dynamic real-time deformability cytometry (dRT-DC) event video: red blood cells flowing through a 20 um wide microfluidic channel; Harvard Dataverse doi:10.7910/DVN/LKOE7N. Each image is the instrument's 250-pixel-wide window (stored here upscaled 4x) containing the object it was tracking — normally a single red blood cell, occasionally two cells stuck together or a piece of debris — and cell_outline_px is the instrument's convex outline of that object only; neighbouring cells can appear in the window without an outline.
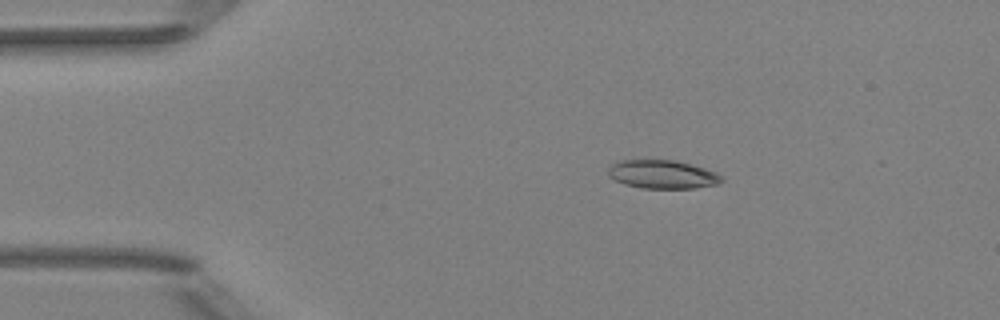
{"species": "Egyptian fruit bat (a non-hibernating species)", "species_latin": "Rousettus aegyptiacus", "temperature_condition": "room temperature", "stored_images_in_passage": 5, "camera_frame_rate_fps": 3000, "um_per_image_px": 0.085, "animal": {"sex": "female"}, "frame": {"image": 1, "passage_image": 1, "time_ms": 0.0, "image_size_px": [1000, 320], "cell_outline_px": [[724, 180], [716, 184], [696, 188], [640, 188], [624, 184], [608, 176], [608, 168], [616, 160], [676, 160], [704, 168], [716, 172]], "centroid_in_image_um": [56.27, 14.82], "position_along_channel_um": 28.7, "area_um2": 18.84}}
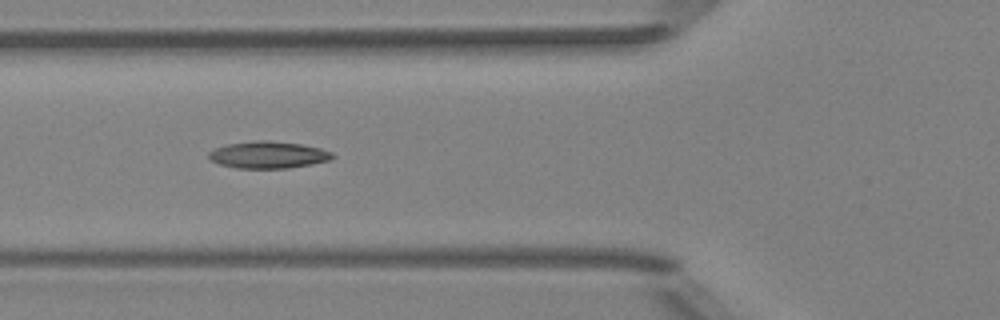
{"frame": {"image": 2, "passage_image": 4, "time_ms": 3.333, "image_size_px": [1000, 320], "cell_outline_px": [[336, 156], [328, 160], [312, 164], [288, 168], [236, 168], [220, 164], [212, 160], [208, 156], [208, 152], [216, 148], [228, 144], [260, 140], [264, 140], [300, 144], [320, 148], [332, 152]], "centroid_in_image_um": [22.81, 13.16], "position_along_channel_um": 103.0, "area_um2": 19.19}}
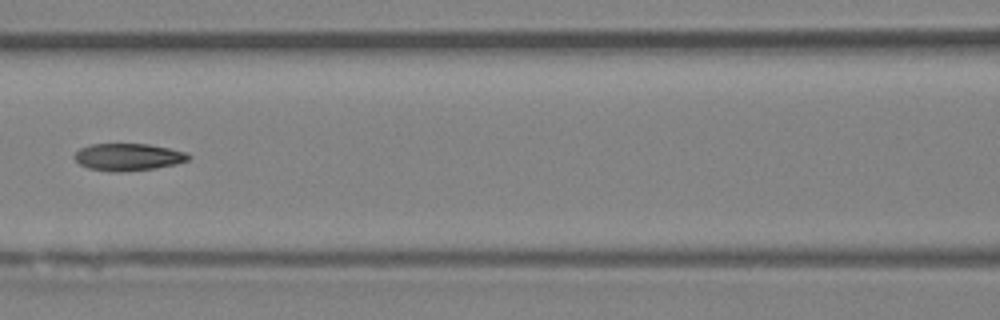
{"frame": {"image": 3, "passage_image": 5, "time_ms": 4.667, "image_size_px": [1000, 320], "cell_outline_px": [[192, 156], [188, 160], [176, 164], [152, 168], [120, 172], [112, 172], [88, 168], [80, 164], [72, 156], [80, 148], [92, 144], [148, 144], [188, 152]], "centroid_in_image_um": [10.89, 13.34], "position_along_channel_um": 155.7, "area_um2": 18.03}}